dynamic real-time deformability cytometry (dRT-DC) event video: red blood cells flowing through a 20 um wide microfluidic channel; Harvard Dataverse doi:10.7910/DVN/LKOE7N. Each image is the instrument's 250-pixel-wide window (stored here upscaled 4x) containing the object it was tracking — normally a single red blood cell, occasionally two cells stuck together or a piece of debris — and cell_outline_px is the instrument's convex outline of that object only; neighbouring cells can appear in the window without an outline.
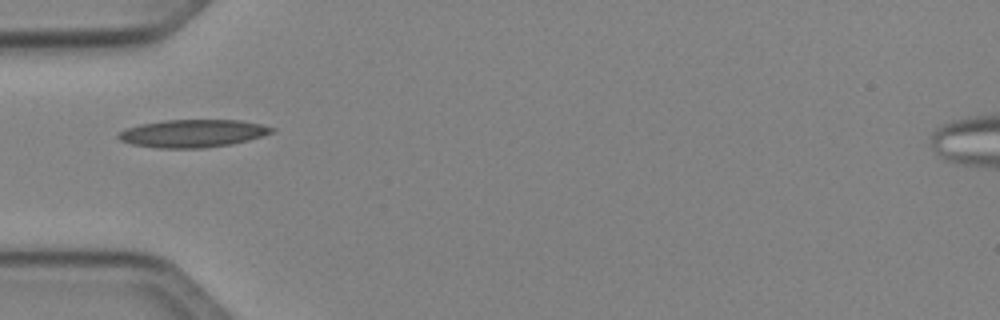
{"species": "Egyptian fruit bat (a non-hibernating species)", "species_latin": "Rousettus aegyptiacus", "temperature_condition": "cold", "stored_images_in_passage": 35, "camera_frame_rate_fps": 3000, "um_per_image_px": 0.085, "animal": {"sex": "female"}, "frame": {"image": 1, "passage_image": 1, "time_ms": 0.0, "image_size_px": [1000, 320], "cell_outline_px": [[276, 132], [248, 140], [232, 144], [200, 148], [156, 148], [132, 144], [120, 140], [116, 136], [124, 128], [140, 124], [164, 120], [240, 120], [260, 124], [276, 128]], "centroid_in_image_um": [16.39, 11.33], "position_along_channel_um": 68.6, "area_um2": 24.91}}
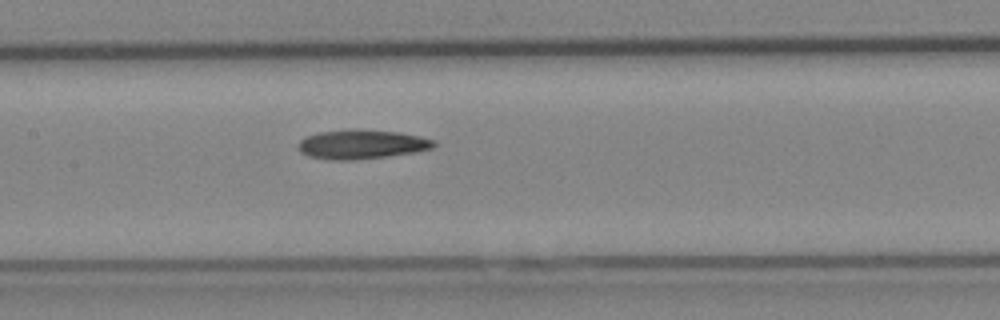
{"frame": {"image": 2, "passage_image": 9, "time_ms": 2.667, "image_size_px": [1000, 320], "cell_outline_px": [[436, 144], [432, 148], [416, 152], [356, 160], [332, 160], [308, 156], [300, 152], [300, 140], [316, 132], [352, 128], [356, 128], [400, 132], [420, 136], [436, 140]], "centroid_in_image_um": [30.77, 12.25], "position_along_channel_um": 176.6, "area_um2": 23.35}}
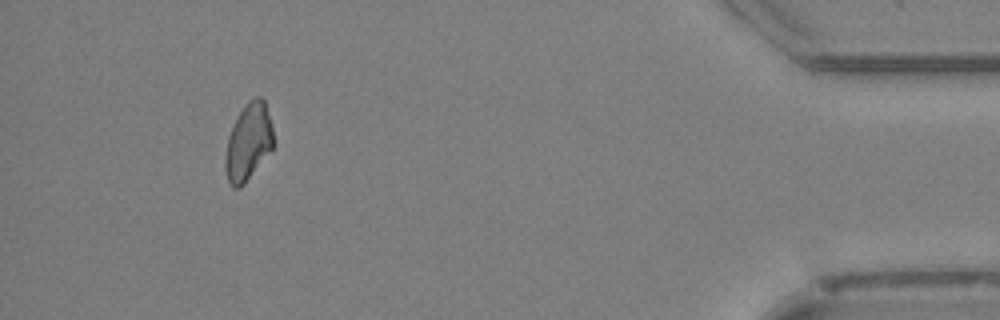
{"frame": {"image": 3, "passage_image": 31, "time_ms": 10.0, "image_size_px": [1000, 320], "cell_outline_px": [[272, 148], [244, 184], [240, 188], [232, 188], [228, 180], [224, 168], [224, 160], [228, 136], [244, 104], [248, 100], [256, 96], [260, 96], [264, 100], [272, 124]], "centroid_in_image_um": [21.09, 12.07], "position_along_channel_um": 414.1, "area_um2": 21.33}, "authors_computed_cell_mechanics": {"area_um2": 22.1952, "velocity_mm_per_s": 4.0778, "shape_relaxation_time_tau1_ms": 7.5398, "shape_relaxation_time_tau2_ms": null, "deformation_change_tau1": 0.1792, "deformation_change_tau2": null}}